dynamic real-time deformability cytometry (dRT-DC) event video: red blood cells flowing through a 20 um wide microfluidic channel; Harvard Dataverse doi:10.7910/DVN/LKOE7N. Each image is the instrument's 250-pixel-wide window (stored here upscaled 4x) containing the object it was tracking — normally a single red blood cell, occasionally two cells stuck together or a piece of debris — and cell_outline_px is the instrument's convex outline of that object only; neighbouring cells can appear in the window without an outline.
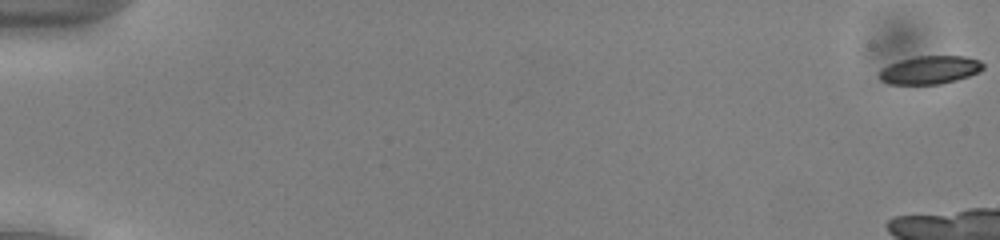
{"species": "common noctule bat (a hibernating species)", "species_latin": "Nyctalus noctula", "temperature_condition": "cold", "stored_images_in_passage": 12, "camera_frame_rate_fps": 3000, "um_per_image_px": 0.085, "animal": {"sex": "male", "body_mass_g": 13.0, "forearm_length_mm": 53.1}, "frame": {"image": 1, "passage_image": 1, "time_ms": 0.0, "image_size_px": [1000, 240], "cell_outline_px": [[984, 68], [968, 76], [956, 80], [940, 84], [888, 84], [880, 80], [880, 68], [888, 64], [900, 60], [916, 56], [964, 56], [980, 60], [984, 64]], "centroid_in_image_um": [79.01, 5.94], "position_along_channel_um": 6.0, "area_um2": 17.05}}